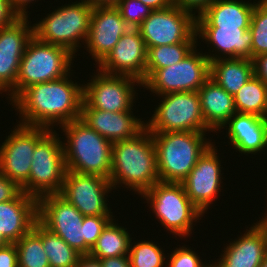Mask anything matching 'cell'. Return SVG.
Segmentation results:
<instances>
[{
    "mask_svg": "<svg viewBox=\"0 0 267 267\" xmlns=\"http://www.w3.org/2000/svg\"><path fill=\"white\" fill-rule=\"evenodd\" d=\"M32 230L42 239L50 267L76 266L81 254L61 237L49 231L38 220L34 223Z\"/></svg>",
    "mask_w": 267,
    "mask_h": 267,
    "instance_id": "cell-29",
    "label": "cell"
},
{
    "mask_svg": "<svg viewBox=\"0 0 267 267\" xmlns=\"http://www.w3.org/2000/svg\"><path fill=\"white\" fill-rule=\"evenodd\" d=\"M75 267H102L100 259L89 254L80 255Z\"/></svg>",
    "mask_w": 267,
    "mask_h": 267,
    "instance_id": "cell-45",
    "label": "cell"
},
{
    "mask_svg": "<svg viewBox=\"0 0 267 267\" xmlns=\"http://www.w3.org/2000/svg\"><path fill=\"white\" fill-rule=\"evenodd\" d=\"M114 215L84 216V241L92 248L106 225L114 218Z\"/></svg>",
    "mask_w": 267,
    "mask_h": 267,
    "instance_id": "cell-37",
    "label": "cell"
},
{
    "mask_svg": "<svg viewBox=\"0 0 267 267\" xmlns=\"http://www.w3.org/2000/svg\"><path fill=\"white\" fill-rule=\"evenodd\" d=\"M50 130L35 146L28 181L21 187L36 198L60 194L67 171L61 137Z\"/></svg>",
    "mask_w": 267,
    "mask_h": 267,
    "instance_id": "cell-8",
    "label": "cell"
},
{
    "mask_svg": "<svg viewBox=\"0 0 267 267\" xmlns=\"http://www.w3.org/2000/svg\"><path fill=\"white\" fill-rule=\"evenodd\" d=\"M92 8L117 6L120 0H85Z\"/></svg>",
    "mask_w": 267,
    "mask_h": 267,
    "instance_id": "cell-47",
    "label": "cell"
},
{
    "mask_svg": "<svg viewBox=\"0 0 267 267\" xmlns=\"http://www.w3.org/2000/svg\"><path fill=\"white\" fill-rule=\"evenodd\" d=\"M130 28L116 6L93 8L84 47L96 65L107 56Z\"/></svg>",
    "mask_w": 267,
    "mask_h": 267,
    "instance_id": "cell-19",
    "label": "cell"
},
{
    "mask_svg": "<svg viewBox=\"0 0 267 267\" xmlns=\"http://www.w3.org/2000/svg\"><path fill=\"white\" fill-rule=\"evenodd\" d=\"M201 267H220L219 266V264H218V262L216 263V261L215 262H213L212 264H210V263H204Z\"/></svg>",
    "mask_w": 267,
    "mask_h": 267,
    "instance_id": "cell-50",
    "label": "cell"
},
{
    "mask_svg": "<svg viewBox=\"0 0 267 267\" xmlns=\"http://www.w3.org/2000/svg\"><path fill=\"white\" fill-rule=\"evenodd\" d=\"M84 216L60 194H49L37 200V220L61 237L81 255L91 248L84 241Z\"/></svg>",
    "mask_w": 267,
    "mask_h": 267,
    "instance_id": "cell-12",
    "label": "cell"
},
{
    "mask_svg": "<svg viewBox=\"0 0 267 267\" xmlns=\"http://www.w3.org/2000/svg\"><path fill=\"white\" fill-rule=\"evenodd\" d=\"M21 191L15 182L0 173V202L14 199Z\"/></svg>",
    "mask_w": 267,
    "mask_h": 267,
    "instance_id": "cell-39",
    "label": "cell"
},
{
    "mask_svg": "<svg viewBox=\"0 0 267 267\" xmlns=\"http://www.w3.org/2000/svg\"><path fill=\"white\" fill-rule=\"evenodd\" d=\"M215 1L216 0H173V5L192 13L196 17Z\"/></svg>",
    "mask_w": 267,
    "mask_h": 267,
    "instance_id": "cell-38",
    "label": "cell"
},
{
    "mask_svg": "<svg viewBox=\"0 0 267 267\" xmlns=\"http://www.w3.org/2000/svg\"><path fill=\"white\" fill-rule=\"evenodd\" d=\"M201 111L206 126L213 133L237 112L234 96L225 91L213 79L209 78L198 90Z\"/></svg>",
    "mask_w": 267,
    "mask_h": 267,
    "instance_id": "cell-26",
    "label": "cell"
},
{
    "mask_svg": "<svg viewBox=\"0 0 267 267\" xmlns=\"http://www.w3.org/2000/svg\"><path fill=\"white\" fill-rule=\"evenodd\" d=\"M147 48L137 28H130L96 66L107 74L128 75L146 81Z\"/></svg>",
    "mask_w": 267,
    "mask_h": 267,
    "instance_id": "cell-18",
    "label": "cell"
},
{
    "mask_svg": "<svg viewBox=\"0 0 267 267\" xmlns=\"http://www.w3.org/2000/svg\"><path fill=\"white\" fill-rule=\"evenodd\" d=\"M213 142L199 157L196 165L182 181L185 193L191 202L204 214L219 198L223 172L218 148ZM221 166V167H220ZM222 172V173H221ZM222 188V189H221ZM219 194V195H218Z\"/></svg>",
    "mask_w": 267,
    "mask_h": 267,
    "instance_id": "cell-16",
    "label": "cell"
},
{
    "mask_svg": "<svg viewBox=\"0 0 267 267\" xmlns=\"http://www.w3.org/2000/svg\"><path fill=\"white\" fill-rule=\"evenodd\" d=\"M160 97L151 119L145 121L151 133L211 131L202 115L198 91L167 93Z\"/></svg>",
    "mask_w": 267,
    "mask_h": 267,
    "instance_id": "cell-9",
    "label": "cell"
},
{
    "mask_svg": "<svg viewBox=\"0 0 267 267\" xmlns=\"http://www.w3.org/2000/svg\"><path fill=\"white\" fill-rule=\"evenodd\" d=\"M199 42H181L161 45L147 49L146 80L158 69L176 64L183 60ZM197 45V46H196Z\"/></svg>",
    "mask_w": 267,
    "mask_h": 267,
    "instance_id": "cell-31",
    "label": "cell"
},
{
    "mask_svg": "<svg viewBox=\"0 0 267 267\" xmlns=\"http://www.w3.org/2000/svg\"><path fill=\"white\" fill-rule=\"evenodd\" d=\"M252 61L254 76L267 85V54L258 55Z\"/></svg>",
    "mask_w": 267,
    "mask_h": 267,
    "instance_id": "cell-42",
    "label": "cell"
},
{
    "mask_svg": "<svg viewBox=\"0 0 267 267\" xmlns=\"http://www.w3.org/2000/svg\"><path fill=\"white\" fill-rule=\"evenodd\" d=\"M109 181L114 190L125 185L139 196L160 181L153 135L146 127L134 138L112 144Z\"/></svg>",
    "mask_w": 267,
    "mask_h": 267,
    "instance_id": "cell-2",
    "label": "cell"
},
{
    "mask_svg": "<svg viewBox=\"0 0 267 267\" xmlns=\"http://www.w3.org/2000/svg\"><path fill=\"white\" fill-rule=\"evenodd\" d=\"M240 237L228 241L217 259L220 267H259L267 255V233L257 222ZM224 252V253H223ZM219 260V261H218Z\"/></svg>",
    "mask_w": 267,
    "mask_h": 267,
    "instance_id": "cell-21",
    "label": "cell"
},
{
    "mask_svg": "<svg viewBox=\"0 0 267 267\" xmlns=\"http://www.w3.org/2000/svg\"><path fill=\"white\" fill-rule=\"evenodd\" d=\"M152 10L165 9L173 5V0H140Z\"/></svg>",
    "mask_w": 267,
    "mask_h": 267,
    "instance_id": "cell-46",
    "label": "cell"
},
{
    "mask_svg": "<svg viewBox=\"0 0 267 267\" xmlns=\"http://www.w3.org/2000/svg\"><path fill=\"white\" fill-rule=\"evenodd\" d=\"M196 48L180 62L156 70L142 84V88L145 87L157 96L174 92L198 91L210 78V61Z\"/></svg>",
    "mask_w": 267,
    "mask_h": 267,
    "instance_id": "cell-10",
    "label": "cell"
},
{
    "mask_svg": "<svg viewBox=\"0 0 267 267\" xmlns=\"http://www.w3.org/2000/svg\"><path fill=\"white\" fill-rule=\"evenodd\" d=\"M74 58L67 49L42 42L33 35L20 62L14 99L30 85L63 78L74 71L71 70Z\"/></svg>",
    "mask_w": 267,
    "mask_h": 267,
    "instance_id": "cell-7",
    "label": "cell"
},
{
    "mask_svg": "<svg viewBox=\"0 0 267 267\" xmlns=\"http://www.w3.org/2000/svg\"><path fill=\"white\" fill-rule=\"evenodd\" d=\"M83 84L81 108H95L109 112L133 110L138 93L134 90L142 82L128 75L107 74L99 69Z\"/></svg>",
    "mask_w": 267,
    "mask_h": 267,
    "instance_id": "cell-11",
    "label": "cell"
},
{
    "mask_svg": "<svg viewBox=\"0 0 267 267\" xmlns=\"http://www.w3.org/2000/svg\"><path fill=\"white\" fill-rule=\"evenodd\" d=\"M157 221L180 238L191 236L194 223L204 214L191 202L182 183L159 181L141 195Z\"/></svg>",
    "mask_w": 267,
    "mask_h": 267,
    "instance_id": "cell-6",
    "label": "cell"
},
{
    "mask_svg": "<svg viewBox=\"0 0 267 267\" xmlns=\"http://www.w3.org/2000/svg\"><path fill=\"white\" fill-rule=\"evenodd\" d=\"M14 127L0 144V173L21 188L29 179L35 146L50 129L20 123Z\"/></svg>",
    "mask_w": 267,
    "mask_h": 267,
    "instance_id": "cell-14",
    "label": "cell"
},
{
    "mask_svg": "<svg viewBox=\"0 0 267 267\" xmlns=\"http://www.w3.org/2000/svg\"><path fill=\"white\" fill-rule=\"evenodd\" d=\"M112 190L114 189L108 178L67 170L60 195L83 216L113 215L107 203V197L110 196L108 194Z\"/></svg>",
    "mask_w": 267,
    "mask_h": 267,
    "instance_id": "cell-15",
    "label": "cell"
},
{
    "mask_svg": "<svg viewBox=\"0 0 267 267\" xmlns=\"http://www.w3.org/2000/svg\"><path fill=\"white\" fill-rule=\"evenodd\" d=\"M221 129L226 130L225 137L228 136L230 141L228 144L233 145L232 149H236V152L239 151L242 155H258L267 150V118L265 117L236 112Z\"/></svg>",
    "mask_w": 267,
    "mask_h": 267,
    "instance_id": "cell-23",
    "label": "cell"
},
{
    "mask_svg": "<svg viewBox=\"0 0 267 267\" xmlns=\"http://www.w3.org/2000/svg\"><path fill=\"white\" fill-rule=\"evenodd\" d=\"M259 267H267V255L264 258V260L262 261L261 265Z\"/></svg>",
    "mask_w": 267,
    "mask_h": 267,
    "instance_id": "cell-51",
    "label": "cell"
},
{
    "mask_svg": "<svg viewBox=\"0 0 267 267\" xmlns=\"http://www.w3.org/2000/svg\"><path fill=\"white\" fill-rule=\"evenodd\" d=\"M252 59L267 54V0H258L251 16Z\"/></svg>",
    "mask_w": 267,
    "mask_h": 267,
    "instance_id": "cell-34",
    "label": "cell"
},
{
    "mask_svg": "<svg viewBox=\"0 0 267 267\" xmlns=\"http://www.w3.org/2000/svg\"><path fill=\"white\" fill-rule=\"evenodd\" d=\"M18 267H50L42 239L31 229L16 243Z\"/></svg>",
    "mask_w": 267,
    "mask_h": 267,
    "instance_id": "cell-32",
    "label": "cell"
},
{
    "mask_svg": "<svg viewBox=\"0 0 267 267\" xmlns=\"http://www.w3.org/2000/svg\"><path fill=\"white\" fill-rule=\"evenodd\" d=\"M265 216H261L262 219H259V223L260 225L265 229L266 233H267V212L264 213Z\"/></svg>",
    "mask_w": 267,
    "mask_h": 267,
    "instance_id": "cell-48",
    "label": "cell"
},
{
    "mask_svg": "<svg viewBox=\"0 0 267 267\" xmlns=\"http://www.w3.org/2000/svg\"><path fill=\"white\" fill-rule=\"evenodd\" d=\"M184 244L182 247H175L173 252L167 253L166 267H201L204 262L200 259L198 253H196L191 246ZM170 255V256H169Z\"/></svg>",
    "mask_w": 267,
    "mask_h": 267,
    "instance_id": "cell-36",
    "label": "cell"
},
{
    "mask_svg": "<svg viewBox=\"0 0 267 267\" xmlns=\"http://www.w3.org/2000/svg\"><path fill=\"white\" fill-rule=\"evenodd\" d=\"M116 7L131 28H137L152 12L140 0H120Z\"/></svg>",
    "mask_w": 267,
    "mask_h": 267,
    "instance_id": "cell-35",
    "label": "cell"
},
{
    "mask_svg": "<svg viewBox=\"0 0 267 267\" xmlns=\"http://www.w3.org/2000/svg\"><path fill=\"white\" fill-rule=\"evenodd\" d=\"M128 231L113 218L103 229L89 255L97 259L128 256L130 242L133 239Z\"/></svg>",
    "mask_w": 267,
    "mask_h": 267,
    "instance_id": "cell-28",
    "label": "cell"
},
{
    "mask_svg": "<svg viewBox=\"0 0 267 267\" xmlns=\"http://www.w3.org/2000/svg\"><path fill=\"white\" fill-rule=\"evenodd\" d=\"M137 29L147 49L181 42H198L196 17L174 5L152 10Z\"/></svg>",
    "mask_w": 267,
    "mask_h": 267,
    "instance_id": "cell-13",
    "label": "cell"
},
{
    "mask_svg": "<svg viewBox=\"0 0 267 267\" xmlns=\"http://www.w3.org/2000/svg\"><path fill=\"white\" fill-rule=\"evenodd\" d=\"M29 17H20L12 25L0 28V94L14 100V86L28 41L33 37ZM30 23V24H29Z\"/></svg>",
    "mask_w": 267,
    "mask_h": 267,
    "instance_id": "cell-17",
    "label": "cell"
},
{
    "mask_svg": "<svg viewBox=\"0 0 267 267\" xmlns=\"http://www.w3.org/2000/svg\"><path fill=\"white\" fill-rule=\"evenodd\" d=\"M0 267H18L15 243H9L0 247Z\"/></svg>",
    "mask_w": 267,
    "mask_h": 267,
    "instance_id": "cell-40",
    "label": "cell"
},
{
    "mask_svg": "<svg viewBox=\"0 0 267 267\" xmlns=\"http://www.w3.org/2000/svg\"><path fill=\"white\" fill-rule=\"evenodd\" d=\"M20 16L12 9L9 0H0V28L12 25Z\"/></svg>",
    "mask_w": 267,
    "mask_h": 267,
    "instance_id": "cell-41",
    "label": "cell"
},
{
    "mask_svg": "<svg viewBox=\"0 0 267 267\" xmlns=\"http://www.w3.org/2000/svg\"><path fill=\"white\" fill-rule=\"evenodd\" d=\"M80 119L112 143L132 139L146 127L143 118L134 116L132 110L109 112L95 108H81Z\"/></svg>",
    "mask_w": 267,
    "mask_h": 267,
    "instance_id": "cell-22",
    "label": "cell"
},
{
    "mask_svg": "<svg viewBox=\"0 0 267 267\" xmlns=\"http://www.w3.org/2000/svg\"><path fill=\"white\" fill-rule=\"evenodd\" d=\"M253 75V61L251 59L223 58L210 61V78L232 96Z\"/></svg>",
    "mask_w": 267,
    "mask_h": 267,
    "instance_id": "cell-27",
    "label": "cell"
},
{
    "mask_svg": "<svg viewBox=\"0 0 267 267\" xmlns=\"http://www.w3.org/2000/svg\"><path fill=\"white\" fill-rule=\"evenodd\" d=\"M37 221V199L21 191L14 199L0 202V232L16 243Z\"/></svg>",
    "mask_w": 267,
    "mask_h": 267,
    "instance_id": "cell-24",
    "label": "cell"
},
{
    "mask_svg": "<svg viewBox=\"0 0 267 267\" xmlns=\"http://www.w3.org/2000/svg\"><path fill=\"white\" fill-rule=\"evenodd\" d=\"M236 111L267 118V85L254 75L234 95Z\"/></svg>",
    "mask_w": 267,
    "mask_h": 267,
    "instance_id": "cell-30",
    "label": "cell"
},
{
    "mask_svg": "<svg viewBox=\"0 0 267 267\" xmlns=\"http://www.w3.org/2000/svg\"><path fill=\"white\" fill-rule=\"evenodd\" d=\"M255 1L216 0L196 16V27L249 28Z\"/></svg>",
    "mask_w": 267,
    "mask_h": 267,
    "instance_id": "cell-25",
    "label": "cell"
},
{
    "mask_svg": "<svg viewBox=\"0 0 267 267\" xmlns=\"http://www.w3.org/2000/svg\"><path fill=\"white\" fill-rule=\"evenodd\" d=\"M206 134L193 131L152 133L159 180L182 183L199 157L213 143Z\"/></svg>",
    "mask_w": 267,
    "mask_h": 267,
    "instance_id": "cell-4",
    "label": "cell"
},
{
    "mask_svg": "<svg viewBox=\"0 0 267 267\" xmlns=\"http://www.w3.org/2000/svg\"><path fill=\"white\" fill-rule=\"evenodd\" d=\"M102 267H130L129 256H118L100 259Z\"/></svg>",
    "mask_w": 267,
    "mask_h": 267,
    "instance_id": "cell-43",
    "label": "cell"
},
{
    "mask_svg": "<svg viewBox=\"0 0 267 267\" xmlns=\"http://www.w3.org/2000/svg\"><path fill=\"white\" fill-rule=\"evenodd\" d=\"M196 34L212 48V53L211 49L204 53L209 61L223 58L252 60V34L249 28L196 27Z\"/></svg>",
    "mask_w": 267,
    "mask_h": 267,
    "instance_id": "cell-20",
    "label": "cell"
},
{
    "mask_svg": "<svg viewBox=\"0 0 267 267\" xmlns=\"http://www.w3.org/2000/svg\"><path fill=\"white\" fill-rule=\"evenodd\" d=\"M36 0H9L12 9L20 16V17H29L27 8L30 7V4ZM38 2V0H37ZM29 6V7H28ZM27 10V11H26Z\"/></svg>",
    "mask_w": 267,
    "mask_h": 267,
    "instance_id": "cell-44",
    "label": "cell"
},
{
    "mask_svg": "<svg viewBox=\"0 0 267 267\" xmlns=\"http://www.w3.org/2000/svg\"><path fill=\"white\" fill-rule=\"evenodd\" d=\"M70 72L63 78L37 83L25 88L11 103L22 125L44 127L67 124L80 118L83 83L72 80ZM71 77V79H70ZM53 128V129H52Z\"/></svg>",
    "mask_w": 267,
    "mask_h": 267,
    "instance_id": "cell-1",
    "label": "cell"
},
{
    "mask_svg": "<svg viewBox=\"0 0 267 267\" xmlns=\"http://www.w3.org/2000/svg\"><path fill=\"white\" fill-rule=\"evenodd\" d=\"M61 127L65 164L68 171L110 177L112 142L99 135L80 118ZM65 139V140H64Z\"/></svg>",
    "mask_w": 267,
    "mask_h": 267,
    "instance_id": "cell-3",
    "label": "cell"
},
{
    "mask_svg": "<svg viewBox=\"0 0 267 267\" xmlns=\"http://www.w3.org/2000/svg\"><path fill=\"white\" fill-rule=\"evenodd\" d=\"M9 244V242L3 237V235L0 232V247L5 246Z\"/></svg>",
    "mask_w": 267,
    "mask_h": 267,
    "instance_id": "cell-49",
    "label": "cell"
},
{
    "mask_svg": "<svg viewBox=\"0 0 267 267\" xmlns=\"http://www.w3.org/2000/svg\"><path fill=\"white\" fill-rule=\"evenodd\" d=\"M92 10L85 0L62 4L33 24V35L42 42L61 46L77 56L78 47H83L81 43L85 45L88 37Z\"/></svg>",
    "mask_w": 267,
    "mask_h": 267,
    "instance_id": "cell-5",
    "label": "cell"
},
{
    "mask_svg": "<svg viewBox=\"0 0 267 267\" xmlns=\"http://www.w3.org/2000/svg\"><path fill=\"white\" fill-rule=\"evenodd\" d=\"M136 242L133 243L132 239L130 242V267H166L167 256L159 243L148 240Z\"/></svg>",
    "mask_w": 267,
    "mask_h": 267,
    "instance_id": "cell-33",
    "label": "cell"
}]
</instances>
